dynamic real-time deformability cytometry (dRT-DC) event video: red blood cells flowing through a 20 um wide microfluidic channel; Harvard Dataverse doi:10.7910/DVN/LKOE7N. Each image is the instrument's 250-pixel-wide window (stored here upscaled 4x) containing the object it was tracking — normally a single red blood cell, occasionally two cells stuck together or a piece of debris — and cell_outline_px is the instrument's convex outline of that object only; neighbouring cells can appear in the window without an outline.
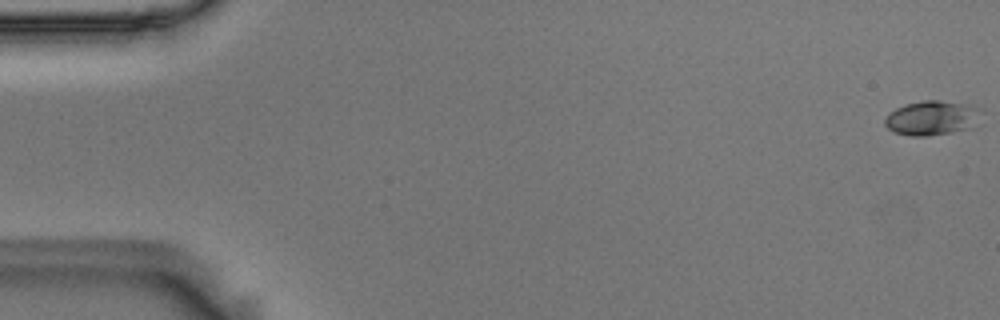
{"species": "Egyptian fruit bat (a non-hibernating species)", "species_latin": "Rousettus aegyptiacus", "temperature_condition": "room temperature", "stored_images_in_passage": 56, "camera_frame_rate_fps": 3000, "um_per_image_px": 0.085, "animal": {"sex": "male"}, "frame": {"image": 1, "passage_image": 1, "time_ms": 0.0, "image_size_px": [1000, 320], "cell_outline_px": [[984, 124], [976, 128], [928, 136], [912, 136], [892, 132], [884, 124], [884, 120], [896, 108], [908, 104], [924, 100], [940, 100], [984, 108]], "centroid_in_image_um": [79.39, 10.05], "position_along_channel_um": 5.6, "area_um2": 20.06}}
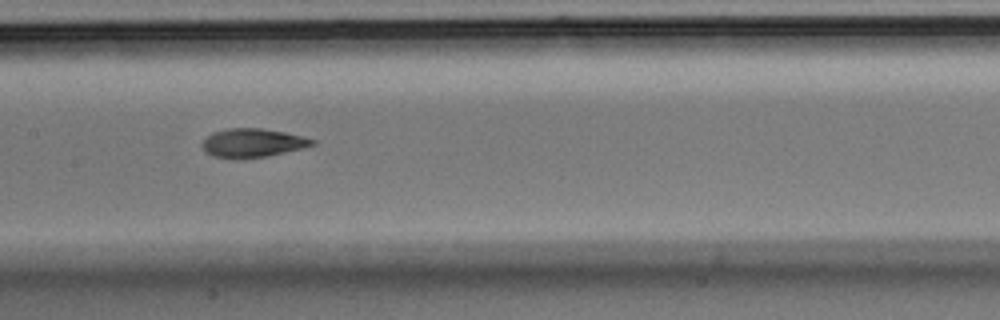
{"frame": {"image": 2, "passage_image": 28, "time_ms": 9.0, "image_size_px": [1000, 320], "cell_outline_px": [[316, 144], [268, 156], [236, 160], [232, 160], [212, 156], [204, 152], [200, 144], [212, 132], [228, 128], [260, 128], [284, 132], [304, 136], [316, 140]], "centroid_in_image_um": [21.41, 12.16], "position_along_channel_um": 186.0, "area_um2": 18.73}}
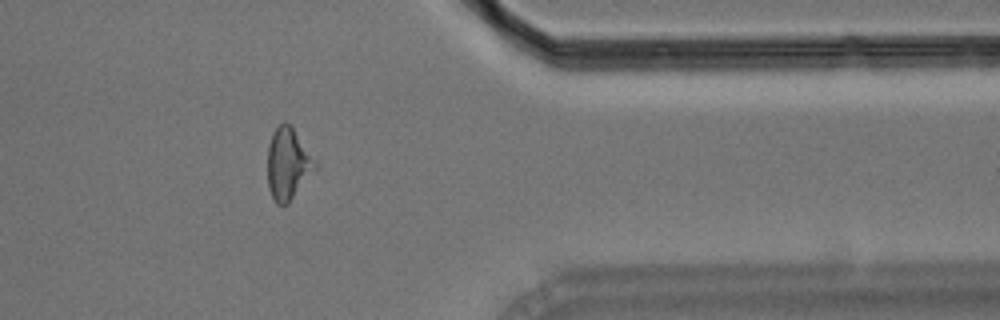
{"frame": {"image": 3, "passage_image": 46, "time_ms": 15.0, "image_size_px": [1000, 320], "cell_outline_px": [[316, 168], [288, 204], [276, 204], [268, 188], [268, 144], [272, 132], [284, 120], [292, 128], [316, 164]], "centroid_in_image_um": [24.42, 13.95], "position_along_channel_um": 387.0, "area_um2": 19.25}, "authors_computed_cell_mechanics": {"area_um2": 18.6116, "velocity_mm_per_s": 3.6157, "shape_relaxation_time_tau1_ms": 5.9335, "shape_relaxation_time_tau2_ms": 1.7175, "deformation_change_tau1": 0.1734, "deformation_change_tau2": 0.0845}}